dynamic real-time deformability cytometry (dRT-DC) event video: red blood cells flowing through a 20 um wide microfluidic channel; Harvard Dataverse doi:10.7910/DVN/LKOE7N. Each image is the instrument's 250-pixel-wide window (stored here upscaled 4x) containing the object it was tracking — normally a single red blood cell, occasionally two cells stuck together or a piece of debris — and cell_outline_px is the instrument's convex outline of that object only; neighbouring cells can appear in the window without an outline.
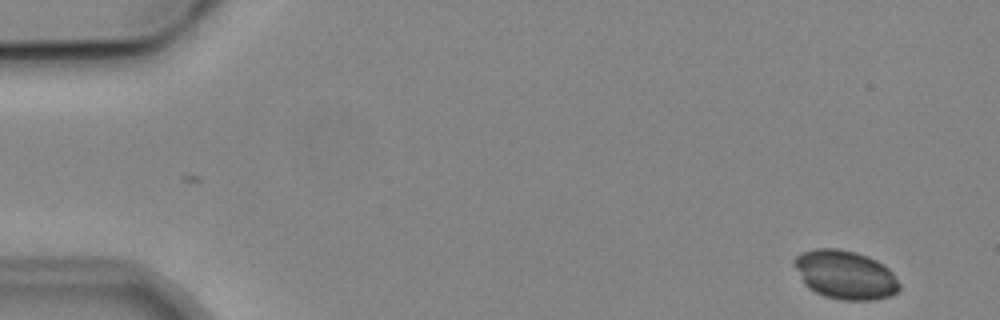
{"species": "common noctule bat (a hibernating species)", "species_latin": "Nyctalus noctula", "temperature_condition": "cold", "stored_images_in_passage": 5, "segment_of_instrument_passage": [1, 2], "camera_frame_rate_fps": 3000, "um_per_image_px": 0.085, "animal": {"sex": "male", "body_mass_g": 19.2, "forearm_length_mm": 51.8}, "frame": {"image": 1, "passage_image": 1, "time_ms": 0.0, "image_size_px": [1000, 320], "cell_outline_px": [[900, 288], [896, 292], [888, 296], [872, 300], [840, 300], [824, 296], [808, 288], [804, 284], [792, 264], [792, 260], [800, 252], [816, 248], [836, 248], [856, 252], [868, 256], [876, 260], [888, 268], [892, 272], [900, 284]], "centroid_in_image_um": [71.8, 23.34], "position_along_channel_um": 13.2, "area_um2": 30.06}}